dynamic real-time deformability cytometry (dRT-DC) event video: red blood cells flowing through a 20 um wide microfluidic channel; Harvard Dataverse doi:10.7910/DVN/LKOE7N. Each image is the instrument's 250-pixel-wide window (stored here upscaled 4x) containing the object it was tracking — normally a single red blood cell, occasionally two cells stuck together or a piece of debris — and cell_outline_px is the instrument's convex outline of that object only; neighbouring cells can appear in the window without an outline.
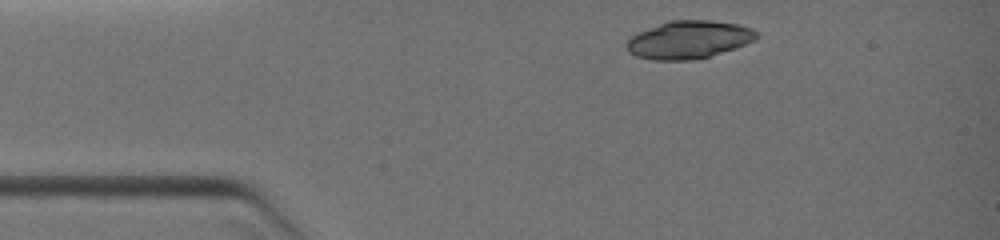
{"species": "common noctule bat (a hibernating species)", "species_latin": "Nyctalus noctula", "temperature_condition": "warm", "stored_images_in_passage": 28, "camera_frame_rate_fps": 3000, "um_per_image_px": 0.085, "animal": {"sex": "female", "body_mass_g": 19.0, "forearm_length_mm": 51.5}, "frame": {"image": 1, "passage_image": 1, "time_ms": 0.0, "image_size_px": [1000, 240], "cell_outline_px": [[760, 36], [744, 44], [708, 56], [692, 60], [652, 60], [636, 56], [628, 52], [628, 40], [636, 32], [668, 20], [712, 20], [736, 24], [752, 28]], "centroid_in_image_um": [58.5, 3.36], "position_along_channel_um": 26.5, "area_um2": 28.38}}
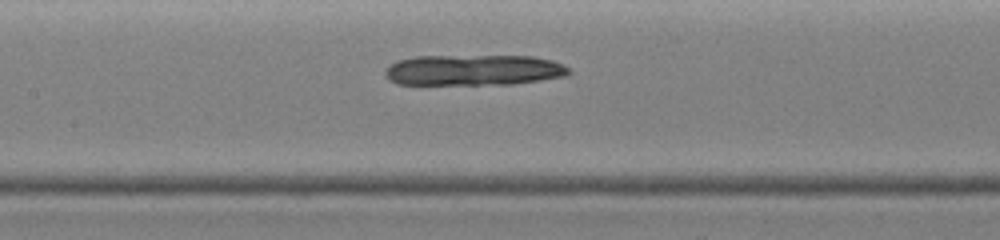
{"frame": {"image": 2, "passage_image": 10, "time_ms": 4.0, "image_size_px": [1000, 240], "cell_outline_px": [[572, 72], [568, 76], [512, 84], [396, 84], [388, 80], [384, 76], [384, 68], [400, 60], [416, 56], [532, 56], [552, 60], [564, 64]], "centroid_in_image_um": [40.26, 5.96], "position_along_channel_um": 167.1, "area_um2": 33.18}}
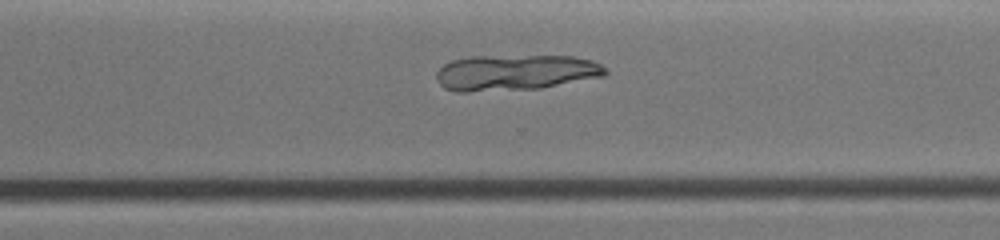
{"frame": {"image": 3, "passage_image": 21, "time_ms": 7.333, "image_size_px": [1000, 240], "cell_outline_px": [[608, 72], [604, 76], [540, 88], [468, 92], [456, 92], [444, 88], [440, 84], [436, 76], [436, 72], [444, 64], [452, 60], [472, 56], [572, 56], [592, 60], [600, 64]], "centroid_in_image_um": [43.78, 6.16], "position_along_channel_um": 326.8, "area_um2": 35.2}}